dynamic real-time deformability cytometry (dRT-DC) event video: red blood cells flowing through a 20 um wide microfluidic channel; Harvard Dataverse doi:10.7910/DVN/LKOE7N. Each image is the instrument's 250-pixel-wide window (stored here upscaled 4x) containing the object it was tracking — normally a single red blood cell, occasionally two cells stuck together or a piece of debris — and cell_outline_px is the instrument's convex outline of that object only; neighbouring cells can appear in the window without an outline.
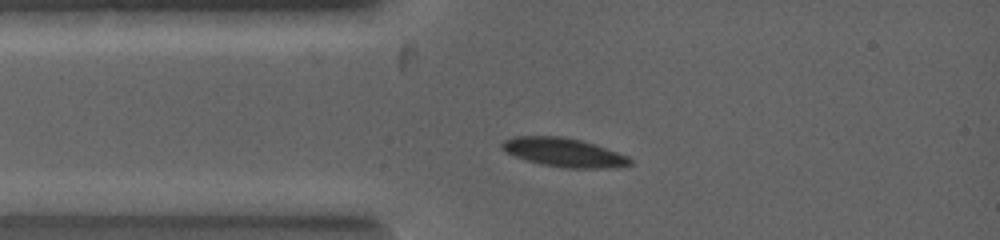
{"species": "common noctule bat (a hibernating species)", "species_latin": "Nyctalus noctula", "temperature_condition": "warm", "stored_images_in_passage": 1, "camera_frame_rate_fps": 5000, "um_per_image_px": 0.085, "animal": {"sex": "female", "body_mass_g": 19.0, "forearm_length_mm": 53.3}, "frame": {"image": 1, "passage_image": 1, "time_ms": 0.0, "image_size_px": [1000, 240], "cell_outline_px": [[632, 164], [616, 168], [564, 168], [544, 164], [528, 160], [516, 156], [500, 148], [500, 144], [504, 140], [512, 136], [560, 136], [580, 140], [596, 144], [628, 156], [632, 160]], "centroid_in_image_um": [47.96, 12.95], "position_along_channel_um": 37.0, "area_um2": 21.44}}